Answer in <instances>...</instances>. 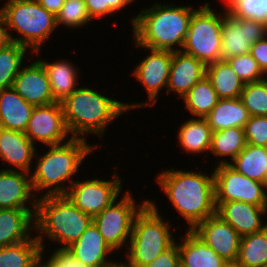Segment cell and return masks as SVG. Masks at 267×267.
<instances>
[{
    "mask_svg": "<svg viewBox=\"0 0 267 267\" xmlns=\"http://www.w3.org/2000/svg\"><path fill=\"white\" fill-rule=\"evenodd\" d=\"M44 147L46 151L39 153L37 147L35 167L30 173L33 192L37 198L65 195L78 178L76 174L81 170L80 167L85 165L83 162L86 161V157L102 146L97 143L89 144L83 138L72 137L64 143Z\"/></svg>",
    "mask_w": 267,
    "mask_h": 267,
    "instance_id": "1",
    "label": "cell"
},
{
    "mask_svg": "<svg viewBox=\"0 0 267 267\" xmlns=\"http://www.w3.org/2000/svg\"><path fill=\"white\" fill-rule=\"evenodd\" d=\"M202 170H178L174 166L162 169L155 178L171 208L187 223L186 230L216 213L213 169L210 173Z\"/></svg>",
    "mask_w": 267,
    "mask_h": 267,
    "instance_id": "2",
    "label": "cell"
},
{
    "mask_svg": "<svg viewBox=\"0 0 267 267\" xmlns=\"http://www.w3.org/2000/svg\"><path fill=\"white\" fill-rule=\"evenodd\" d=\"M164 3V4H163ZM194 5L155 1L131 16V39L136 48L181 51L188 33Z\"/></svg>",
    "mask_w": 267,
    "mask_h": 267,
    "instance_id": "3",
    "label": "cell"
},
{
    "mask_svg": "<svg viewBox=\"0 0 267 267\" xmlns=\"http://www.w3.org/2000/svg\"><path fill=\"white\" fill-rule=\"evenodd\" d=\"M93 88L79 86L61 102L64 121L71 137L87 140L91 134L104 140L109 125L128 112L121 99L119 101Z\"/></svg>",
    "mask_w": 267,
    "mask_h": 267,
    "instance_id": "4",
    "label": "cell"
},
{
    "mask_svg": "<svg viewBox=\"0 0 267 267\" xmlns=\"http://www.w3.org/2000/svg\"><path fill=\"white\" fill-rule=\"evenodd\" d=\"M92 222L93 218L78 209L65 195L43 196L37 198L33 233L42 250L50 247L52 242L55 246L51 250L65 251ZM48 240L51 242L46 244Z\"/></svg>",
    "mask_w": 267,
    "mask_h": 267,
    "instance_id": "5",
    "label": "cell"
},
{
    "mask_svg": "<svg viewBox=\"0 0 267 267\" xmlns=\"http://www.w3.org/2000/svg\"><path fill=\"white\" fill-rule=\"evenodd\" d=\"M157 207L155 200L148 199L135 216L129 245L124 253L125 260H120L124 267L145 266L176 242L171 220L163 217Z\"/></svg>",
    "mask_w": 267,
    "mask_h": 267,
    "instance_id": "6",
    "label": "cell"
},
{
    "mask_svg": "<svg viewBox=\"0 0 267 267\" xmlns=\"http://www.w3.org/2000/svg\"><path fill=\"white\" fill-rule=\"evenodd\" d=\"M0 10L12 42L27 47L32 53L43 50L44 43L54 37L56 17L36 0H7Z\"/></svg>",
    "mask_w": 267,
    "mask_h": 267,
    "instance_id": "7",
    "label": "cell"
},
{
    "mask_svg": "<svg viewBox=\"0 0 267 267\" xmlns=\"http://www.w3.org/2000/svg\"><path fill=\"white\" fill-rule=\"evenodd\" d=\"M204 2L190 18L182 52L202 61L205 65L221 60V24L224 7L220 11ZM219 12V13H218Z\"/></svg>",
    "mask_w": 267,
    "mask_h": 267,
    "instance_id": "8",
    "label": "cell"
},
{
    "mask_svg": "<svg viewBox=\"0 0 267 267\" xmlns=\"http://www.w3.org/2000/svg\"><path fill=\"white\" fill-rule=\"evenodd\" d=\"M133 195L126 189L121 194V199L118 197L93 218L99 233L115 254L122 252L124 248L123 253L126 252L135 216L148 203V199L145 198L139 204Z\"/></svg>",
    "mask_w": 267,
    "mask_h": 267,
    "instance_id": "9",
    "label": "cell"
},
{
    "mask_svg": "<svg viewBox=\"0 0 267 267\" xmlns=\"http://www.w3.org/2000/svg\"><path fill=\"white\" fill-rule=\"evenodd\" d=\"M115 167L110 180L99 178L78 179L69 187L65 196L81 211L94 218L123 193V180ZM123 182V183H122Z\"/></svg>",
    "mask_w": 267,
    "mask_h": 267,
    "instance_id": "10",
    "label": "cell"
},
{
    "mask_svg": "<svg viewBox=\"0 0 267 267\" xmlns=\"http://www.w3.org/2000/svg\"><path fill=\"white\" fill-rule=\"evenodd\" d=\"M146 56L139 59V63L134 65L132 76L139 82L146 90L148 101L145 102H126L125 107L129 111L136 110L141 107L156 106L158 97L161 95V90L166 93L168 78L170 74V66L172 62V51L170 50H153L144 48ZM148 50V51H147ZM159 95V96H158Z\"/></svg>",
    "mask_w": 267,
    "mask_h": 267,
    "instance_id": "11",
    "label": "cell"
},
{
    "mask_svg": "<svg viewBox=\"0 0 267 267\" xmlns=\"http://www.w3.org/2000/svg\"><path fill=\"white\" fill-rule=\"evenodd\" d=\"M215 203L241 201L266 208V184L236 172L229 165L213 168Z\"/></svg>",
    "mask_w": 267,
    "mask_h": 267,
    "instance_id": "12",
    "label": "cell"
},
{
    "mask_svg": "<svg viewBox=\"0 0 267 267\" xmlns=\"http://www.w3.org/2000/svg\"><path fill=\"white\" fill-rule=\"evenodd\" d=\"M221 60L250 52L251 46L267 35V25L231 15L224 6L221 24Z\"/></svg>",
    "mask_w": 267,
    "mask_h": 267,
    "instance_id": "13",
    "label": "cell"
},
{
    "mask_svg": "<svg viewBox=\"0 0 267 267\" xmlns=\"http://www.w3.org/2000/svg\"><path fill=\"white\" fill-rule=\"evenodd\" d=\"M24 134L38 147L57 145L68 141L69 134L63 115L61 102L45 106H35Z\"/></svg>",
    "mask_w": 267,
    "mask_h": 267,
    "instance_id": "14",
    "label": "cell"
},
{
    "mask_svg": "<svg viewBox=\"0 0 267 267\" xmlns=\"http://www.w3.org/2000/svg\"><path fill=\"white\" fill-rule=\"evenodd\" d=\"M191 231L228 265H236L241 236L218 214L197 223Z\"/></svg>",
    "mask_w": 267,
    "mask_h": 267,
    "instance_id": "15",
    "label": "cell"
},
{
    "mask_svg": "<svg viewBox=\"0 0 267 267\" xmlns=\"http://www.w3.org/2000/svg\"><path fill=\"white\" fill-rule=\"evenodd\" d=\"M29 60L30 63L24 64L15 77L13 89L33 106H45L56 102L43 64L33 55Z\"/></svg>",
    "mask_w": 267,
    "mask_h": 267,
    "instance_id": "16",
    "label": "cell"
},
{
    "mask_svg": "<svg viewBox=\"0 0 267 267\" xmlns=\"http://www.w3.org/2000/svg\"><path fill=\"white\" fill-rule=\"evenodd\" d=\"M65 252L74 260L89 267H115L120 263V257L119 261L116 260L117 254H114L93 222ZM111 254H114V257ZM110 257H113V260Z\"/></svg>",
    "mask_w": 267,
    "mask_h": 267,
    "instance_id": "17",
    "label": "cell"
},
{
    "mask_svg": "<svg viewBox=\"0 0 267 267\" xmlns=\"http://www.w3.org/2000/svg\"><path fill=\"white\" fill-rule=\"evenodd\" d=\"M216 214L243 237L267 227V209L241 201L215 203ZM266 218V219H265Z\"/></svg>",
    "mask_w": 267,
    "mask_h": 267,
    "instance_id": "18",
    "label": "cell"
},
{
    "mask_svg": "<svg viewBox=\"0 0 267 267\" xmlns=\"http://www.w3.org/2000/svg\"><path fill=\"white\" fill-rule=\"evenodd\" d=\"M31 174L0 169V209H36Z\"/></svg>",
    "mask_w": 267,
    "mask_h": 267,
    "instance_id": "19",
    "label": "cell"
},
{
    "mask_svg": "<svg viewBox=\"0 0 267 267\" xmlns=\"http://www.w3.org/2000/svg\"><path fill=\"white\" fill-rule=\"evenodd\" d=\"M37 146L22 132L0 128V161L2 170L31 173Z\"/></svg>",
    "mask_w": 267,
    "mask_h": 267,
    "instance_id": "20",
    "label": "cell"
},
{
    "mask_svg": "<svg viewBox=\"0 0 267 267\" xmlns=\"http://www.w3.org/2000/svg\"><path fill=\"white\" fill-rule=\"evenodd\" d=\"M205 76L206 65L202 61L182 51H172L166 94L175 93L182 99Z\"/></svg>",
    "mask_w": 267,
    "mask_h": 267,
    "instance_id": "21",
    "label": "cell"
},
{
    "mask_svg": "<svg viewBox=\"0 0 267 267\" xmlns=\"http://www.w3.org/2000/svg\"><path fill=\"white\" fill-rule=\"evenodd\" d=\"M41 52V50L36 51L33 53V56L37 57L47 72L54 100L56 102H62L80 86L79 81H81V75L79 74L81 70L73 62L66 59L62 60L58 58L53 62L44 60L39 56Z\"/></svg>",
    "mask_w": 267,
    "mask_h": 267,
    "instance_id": "22",
    "label": "cell"
},
{
    "mask_svg": "<svg viewBox=\"0 0 267 267\" xmlns=\"http://www.w3.org/2000/svg\"><path fill=\"white\" fill-rule=\"evenodd\" d=\"M36 209H0V247L29 240L34 234Z\"/></svg>",
    "mask_w": 267,
    "mask_h": 267,
    "instance_id": "23",
    "label": "cell"
},
{
    "mask_svg": "<svg viewBox=\"0 0 267 267\" xmlns=\"http://www.w3.org/2000/svg\"><path fill=\"white\" fill-rule=\"evenodd\" d=\"M178 238L180 267H227L228 264L191 230Z\"/></svg>",
    "mask_w": 267,
    "mask_h": 267,
    "instance_id": "24",
    "label": "cell"
},
{
    "mask_svg": "<svg viewBox=\"0 0 267 267\" xmlns=\"http://www.w3.org/2000/svg\"><path fill=\"white\" fill-rule=\"evenodd\" d=\"M35 106L26 102L13 87L0 90V128L24 133Z\"/></svg>",
    "mask_w": 267,
    "mask_h": 267,
    "instance_id": "25",
    "label": "cell"
},
{
    "mask_svg": "<svg viewBox=\"0 0 267 267\" xmlns=\"http://www.w3.org/2000/svg\"><path fill=\"white\" fill-rule=\"evenodd\" d=\"M187 119L182 124H178L180 127H178L176 136L179 147L183 149L182 152H185V154L195 155L196 157L199 154H206L208 156L203 155V158L209 157L212 131L207 120L192 117H187Z\"/></svg>",
    "mask_w": 267,
    "mask_h": 267,
    "instance_id": "26",
    "label": "cell"
},
{
    "mask_svg": "<svg viewBox=\"0 0 267 267\" xmlns=\"http://www.w3.org/2000/svg\"><path fill=\"white\" fill-rule=\"evenodd\" d=\"M249 117V112L240 98H229L219 99L205 119L214 132L231 127L244 128Z\"/></svg>",
    "mask_w": 267,
    "mask_h": 267,
    "instance_id": "27",
    "label": "cell"
},
{
    "mask_svg": "<svg viewBox=\"0 0 267 267\" xmlns=\"http://www.w3.org/2000/svg\"><path fill=\"white\" fill-rule=\"evenodd\" d=\"M246 144L244 128L231 127L212 132L209 154L219 159L212 164L228 165L242 152Z\"/></svg>",
    "mask_w": 267,
    "mask_h": 267,
    "instance_id": "28",
    "label": "cell"
},
{
    "mask_svg": "<svg viewBox=\"0 0 267 267\" xmlns=\"http://www.w3.org/2000/svg\"><path fill=\"white\" fill-rule=\"evenodd\" d=\"M206 76L219 99L240 97L244 83L226 60L206 65Z\"/></svg>",
    "mask_w": 267,
    "mask_h": 267,
    "instance_id": "29",
    "label": "cell"
},
{
    "mask_svg": "<svg viewBox=\"0 0 267 267\" xmlns=\"http://www.w3.org/2000/svg\"><path fill=\"white\" fill-rule=\"evenodd\" d=\"M236 172L267 185V148L246 144L242 152L228 164Z\"/></svg>",
    "mask_w": 267,
    "mask_h": 267,
    "instance_id": "30",
    "label": "cell"
},
{
    "mask_svg": "<svg viewBox=\"0 0 267 267\" xmlns=\"http://www.w3.org/2000/svg\"><path fill=\"white\" fill-rule=\"evenodd\" d=\"M41 252L34 234L29 240L0 247V267H36L41 262Z\"/></svg>",
    "mask_w": 267,
    "mask_h": 267,
    "instance_id": "31",
    "label": "cell"
},
{
    "mask_svg": "<svg viewBox=\"0 0 267 267\" xmlns=\"http://www.w3.org/2000/svg\"><path fill=\"white\" fill-rule=\"evenodd\" d=\"M192 118H205L217 104L219 98L207 76L195 84L181 99Z\"/></svg>",
    "mask_w": 267,
    "mask_h": 267,
    "instance_id": "32",
    "label": "cell"
},
{
    "mask_svg": "<svg viewBox=\"0 0 267 267\" xmlns=\"http://www.w3.org/2000/svg\"><path fill=\"white\" fill-rule=\"evenodd\" d=\"M236 265L239 267L267 266V227L241 237Z\"/></svg>",
    "mask_w": 267,
    "mask_h": 267,
    "instance_id": "33",
    "label": "cell"
},
{
    "mask_svg": "<svg viewBox=\"0 0 267 267\" xmlns=\"http://www.w3.org/2000/svg\"><path fill=\"white\" fill-rule=\"evenodd\" d=\"M27 54L33 55L27 47L14 42L0 49V90L13 86L15 77L25 64L24 60L29 57Z\"/></svg>",
    "mask_w": 267,
    "mask_h": 267,
    "instance_id": "34",
    "label": "cell"
},
{
    "mask_svg": "<svg viewBox=\"0 0 267 267\" xmlns=\"http://www.w3.org/2000/svg\"><path fill=\"white\" fill-rule=\"evenodd\" d=\"M239 98L250 116H267V77L244 84Z\"/></svg>",
    "mask_w": 267,
    "mask_h": 267,
    "instance_id": "35",
    "label": "cell"
},
{
    "mask_svg": "<svg viewBox=\"0 0 267 267\" xmlns=\"http://www.w3.org/2000/svg\"><path fill=\"white\" fill-rule=\"evenodd\" d=\"M91 24L84 0H65L59 14L56 16L57 28L79 29Z\"/></svg>",
    "mask_w": 267,
    "mask_h": 267,
    "instance_id": "36",
    "label": "cell"
},
{
    "mask_svg": "<svg viewBox=\"0 0 267 267\" xmlns=\"http://www.w3.org/2000/svg\"><path fill=\"white\" fill-rule=\"evenodd\" d=\"M234 17L252 19L267 25V0H222Z\"/></svg>",
    "mask_w": 267,
    "mask_h": 267,
    "instance_id": "37",
    "label": "cell"
},
{
    "mask_svg": "<svg viewBox=\"0 0 267 267\" xmlns=\"http://www.w3.org/2000/svg\"><path fill=\"white\" fill-rule=\"evenodd\" d=\"M226 61L244 84L260 81L266 77L250 52L230 57Z\"/></svg>",
    "mask_w": 267,
    "mask_h": 267,
    "instance_id": "38",
    "label": "cell"
},
{
    "mask_svg": "<svg viewBox=\"0 0 267 267\" xmlns=\"http://www.w3.org/2000/svg\"><path fill=\"white\" fill-rule=\"evenodd\" d=\"M136 0H84L91 20L104 19V17L117 15L121 10L127 9ZM128 6V7H127Z\"/></svg>",
    "mask_w": 267,
    "mask_h": 267,
    "instance_id": "39",
    "label": "cell"
},
{
    "mask_svg": "<svg viewBox=\"0 0 267 267\" xmlns=\"http://www.w3.org/2000/svg\"><path fill=\"white\" fill-rule=\"evenodd\" d=\"M244 134L247 144L267 148V116H250Z\"/></svg>",
    "mask_w": 267,
    "mask_h": 267,
    "instance_id": "40",
    "label": "cell"
},
{
    "mask_svg": "<svg viewBox=\"0 0 267 267\" xmlns=\"http://www.w3.org/2000/svg\"><path fill=\"white\" fill-rule=\"evenodd\" d=\"M48 250L49 247L46 250H42L41 252V262L46 267H89L82 264L81 262L74 260L65 251L49 250L48 252Z\"/></svg>",
    "mask_w": 267,
    "mask_h": 267,
    "instance_id": "41",
    "label": "cell"
},
{
    "mask_svg": "<svg viewBox=\"0 0 267 267\" xmlns=\"http://www.w3.org/2000/svg\"><path fill=\"white\" fill-rule=\"evenodd\" d=\"M142 267H180L178 237L170 248L158 255L152 262Z\"/></svg>",
    "mask_w": 267,
    "mask_h": 267,
    "instance_id": "42",
    "label": "cell"
},
{
    "mask_svg": "<svg viewBox=\"0 0 267 267\" xmlns=\"http://www.w3.org/2000/svg\"><path fill=\"white\" fill-rule=\"evenodd\" d=\"M250 54L257 61L260 70L267 77V35L251 46Z\"/></svg>",
    "mask_w": 267,
    "mask_h": 267,
    "instance_id": "43",
    "label": "cell"
},
{
    "mask_svg": "<svg viewBox=\"0 0 267 267\" xmlns=\"http://www.w3.org/2000/svg\"><path fill=\"white\" fill-rule=\"evenodd\" d=\"M12 42L8 27L6 25L5 17L0 10V49L6 48Z\"/></svg>",
    "mask_w": 267,
    "mask_h": 267,
    "instance_id": "44",
    "label": "cell"
},
{
    "mask_svg": "<svg viewBox=\"0 0 267 267\" xmlns=\"http://www.w3.org/2000/svg\"><path fill=\"white\" fill-rule=\"evenodd\" d=\"M43 8L55 17L59 14L65 0H36Z\"/></svg>",
    "mask_w": 267,
    "mask_h": 267,
    "instance_id": "45",
    "label": "cell"
},
{
    "mask_svg": "<svg viewBox=\"0 0 267 267\" xmlns=\"http://www.w3.org/2000/svg\"><path fill=\"white\" fill-rule=\"evenodd\" d=\"M36 267H46L42 262H40Z\"/></svg>",
    "mask_w": 267,
    "mask_h": 267,
    "instance_id": "46",
    "label": "cell"
},
{
    "mask_svg": "<svg viewBox=\"0 0 267 267\" xmlns=\"http://www.w3.org/2000/svg\"><path fill=\"white\" fill-rule=\"evenodd\" d=\"M266 209H267V185H266Z\"/></svg>",
    "mask_w": 267,
    "mask_h": 267,
    "instance_id": "47",
    "label": "cell"
},
{
    "mask_svg": "<svg viewBox=\"0 0 267 267\" xmlns=\"http://www.w3.org/2000/svg\"><path fill=\"white\" fill-rule=\"evenodd\" d=\"M115 267H124V266L121 263H119Z\"/></svg>",
    "mask_w": 267,
    "mask_h": 267,
    "instance_id": "48",
    "label": "cell"
},
{
    "mask_svg": "<svg viewBox=\"0 0 267 267\" xmlns=\"http://www.w3.org/2000/svg\"><path fill=\"white\" fill-rule=\"evenodd\" d=\"M227 267H239L237 265H228Z\"/></svg>",
    "mask_w": 267,
    "mask_h": 267,
    "instance_id": "49",
    "label": "cell"
}]
</instances>
